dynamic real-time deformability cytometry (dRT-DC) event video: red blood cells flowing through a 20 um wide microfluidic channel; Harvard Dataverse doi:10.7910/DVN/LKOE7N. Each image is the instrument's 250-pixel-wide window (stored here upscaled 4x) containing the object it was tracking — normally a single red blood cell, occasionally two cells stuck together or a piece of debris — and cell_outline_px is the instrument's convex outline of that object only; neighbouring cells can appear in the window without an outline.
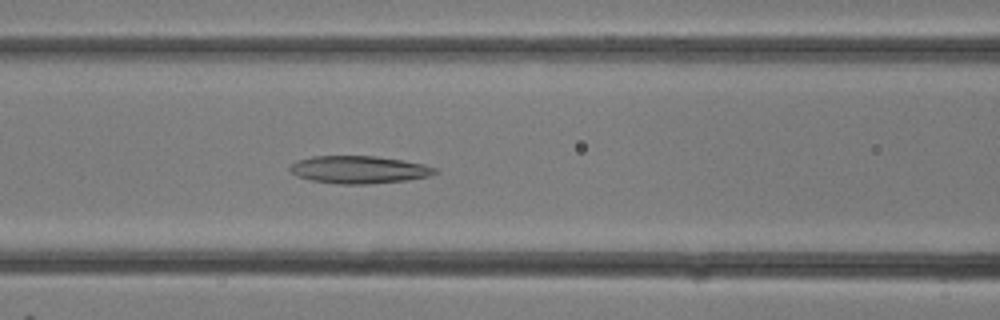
{"species": "common noctule bat (a hibernating species)", "species_latin": "Nyctalus noctula", "temperature_condition": "room temperature", "stored_images_in_passage": 15, "camera_frame_rate_fps": 3000, "um_per_image_px": 0.085, "animal": {"sex": "female"}, "frame": {"image": 1, "passage_image": 13, "time_ms": 4.0, "image_size_px": [1000, 320], "cell_outline_px": [[440, 172], [428, 176], [408, 180], [368, 184], [340, 184], [312, 180], [296, 176], [288, 168], [296, 160], [312, 156], [376, 156], [404, 160], [424, 164], [436, 168]], "centroid_in_image_um": [30.53, 14.41], "position_along_channel_um": 136.1, "area_um2": 23.41}}
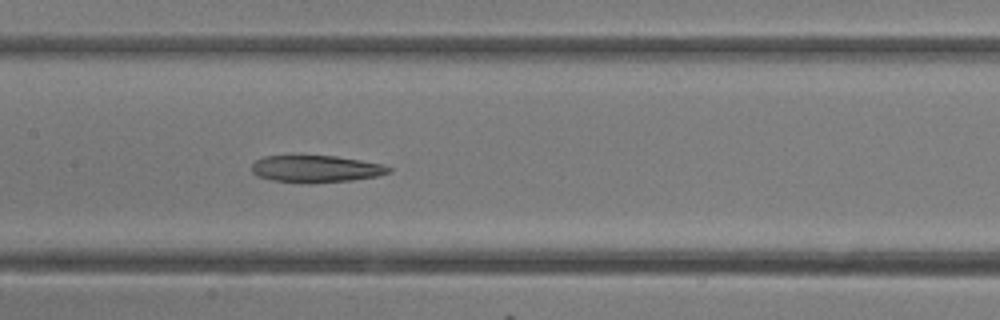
{"frame": {"image": 2, "passage_image": 15, "time_ms": 4.667, "image_size_px": [1000, 320], "cell_outline_px": [[392, 172], [376, 176], [352, 180], [300, 184], [272, 180], [256, 176], [252, 172], [252, 164], [256, 160], [264, 156], [336, 156], [384, 164], [392, 168]], "centroid_in_image_um": [26.85, 14.36], "position_along_channel_um": 180.5, "area_um2": 21.73}}